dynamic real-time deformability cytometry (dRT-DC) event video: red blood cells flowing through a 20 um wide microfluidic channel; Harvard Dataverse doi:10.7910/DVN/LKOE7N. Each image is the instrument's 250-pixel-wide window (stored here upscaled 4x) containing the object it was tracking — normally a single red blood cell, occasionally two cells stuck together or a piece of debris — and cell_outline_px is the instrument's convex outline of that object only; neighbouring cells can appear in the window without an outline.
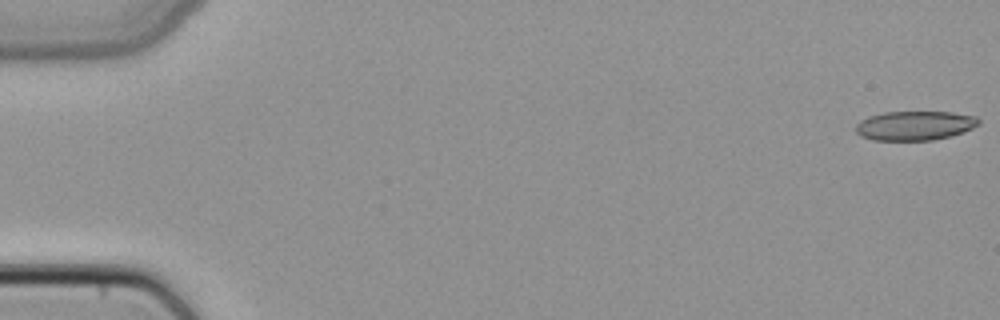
{"species": "common noctule bat (a hibernating species)", "species_latin": "Nyctalus noctula", "temperature_condition": "cold", "stored_images_in_passage": 4, "camera_frame_rate_fps": 3000, "um_per_image_px": 0.085, "animal": {"sex": "female", "body_mass_g": 22.7, "forearm_length_mm": 54.2}, "frame": {"image": 1, "passage_image": 1, "time_ms": 0.0, "image_size_px": [1000, 320], "cell_outline_px": [[980, 124], [964, 132], [952, 136], [932, 140], [872, 140], [860, 136], [856, 132], [856, 124], [860, 120], [868, 116], [884, 112], [952, 112], [976, 116], [980, 120]], "centroid_in_image_um": [77.76, 10.68], "position_along_channel_um": 7.2, "area_um2": 21.15}}